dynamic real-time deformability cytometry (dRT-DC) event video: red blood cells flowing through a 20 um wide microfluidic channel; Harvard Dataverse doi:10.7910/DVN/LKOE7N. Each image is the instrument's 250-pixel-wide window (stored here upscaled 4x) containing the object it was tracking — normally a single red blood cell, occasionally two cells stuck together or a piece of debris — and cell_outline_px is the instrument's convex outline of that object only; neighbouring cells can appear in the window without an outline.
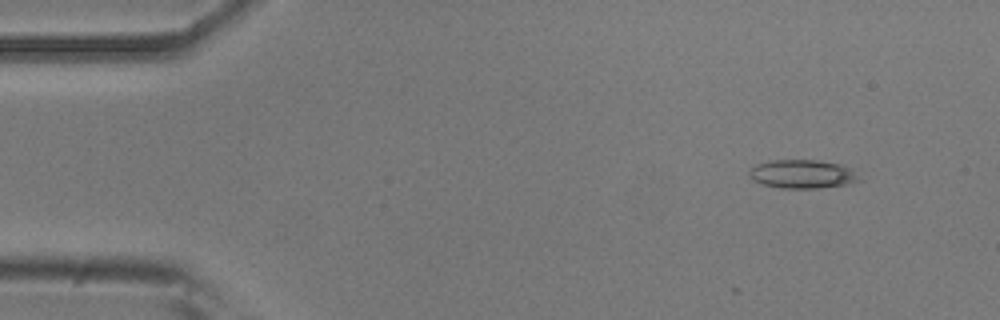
{"species": "common noctule bat (a hibernating species)", "species_latin": "Nyctalus noctula", "temperature_condition": "room temperature", "stored_images_in_passage": 7, "camera_frame_rate_fps": 3000, "um_per_image_px": 0.085, "animal": {"sex": "male", "body_mass_g": 20.5, "forearm_length_mm": 52.5}, "frame": {"image": 1, "passage_image": 1, "time_ms": 0.0, "image_size_px": [1000, 320], "cell_outline_px": [[864, 180], [844, 184], [816, 188], [780, 188], [764, 184], [752, 180], [748, 176], [748, 172], [756, 164], [768, 160], [816, 160], [840, 164], [848, 168]], "centroid_in_image_um": [68.16, 14.79], "position_along_channel_um": 16.8, "area_um2": 18.21}}